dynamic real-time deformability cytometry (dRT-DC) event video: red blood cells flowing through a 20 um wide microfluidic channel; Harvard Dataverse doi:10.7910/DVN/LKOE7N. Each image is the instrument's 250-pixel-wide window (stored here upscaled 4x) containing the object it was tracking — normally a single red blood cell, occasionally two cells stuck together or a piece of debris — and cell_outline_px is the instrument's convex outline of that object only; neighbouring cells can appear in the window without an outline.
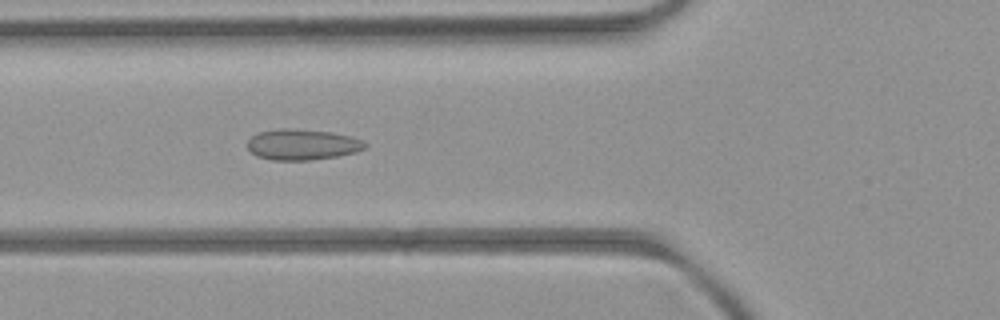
{"species": "common noctule bat (a hibernating species)", "species_latin": "Nyctalus noctula", "temperature_condition": "room temperature", "stored_images_in_passage": 4, "camera_frame_rate_fps": 3000, "um_per_image_px": 0.085, "animal": {"sex": "female", "body_mass_g": 21.9}, "frame": {"image": 1, "passage_image": 4, "time_ms": 3.333, "image_size_px": [1000, 320], "cell_outline_px": [[368, 144], [364, 148], [356, 152], [336, 156], [308, 160], [272, 160], [256, 156], [248, 148], [248, 140], [252, 136], [260, 132], [280, 128], [292, 128], [332, 132], [352, 136]], "centroid_in_image_um": [25.69, 12.28], "position_along_channel_um": 100.1, "area_um2": 21.04}}